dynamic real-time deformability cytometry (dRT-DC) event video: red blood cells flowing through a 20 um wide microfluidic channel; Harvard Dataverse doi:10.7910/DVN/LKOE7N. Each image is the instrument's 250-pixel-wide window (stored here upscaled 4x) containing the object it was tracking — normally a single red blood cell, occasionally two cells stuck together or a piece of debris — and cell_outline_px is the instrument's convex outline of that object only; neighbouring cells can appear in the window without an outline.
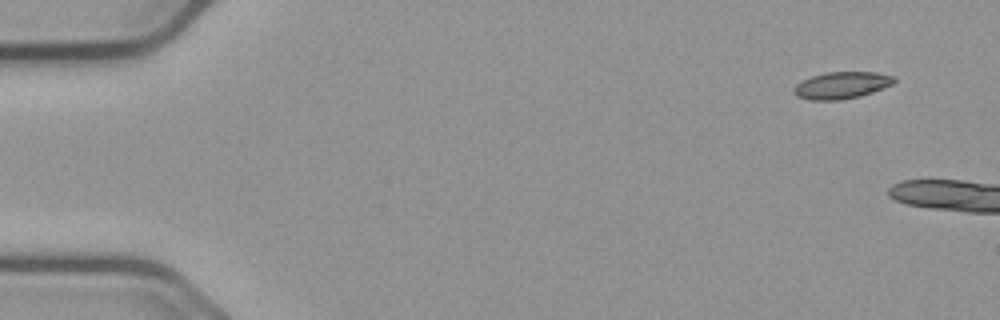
{"species": "common noctule bat (a hibernating species)", "species_latin": "Nyctalus noctula", "temperature_condition": "cold", "stored_images_in_passage": 5, "camera_frame_rate_fps": 3000, "um_per_image_px": 0.085, "animal": {"sex": "male", "body_mass_g": 23.1, "forearm_length_mm": 52.7}, "frame": {"image": 1, "passage_image": 1, "time_ms": 0.0, "image_size_px": [1000, 320], "cell_outline_px": [[896, 80], [892, 84], [872, 92], [860, 96], [840, 100], [812, 100], [796, 96], [792, 92], [792, 88], [796, 84], [812, 76], [824, 72], [876, 72], [896, 76]], "centroid_in_image_um": [71.53, 7.24], "position_along_channel_um": 13.5, "area_um2": 15.78}}